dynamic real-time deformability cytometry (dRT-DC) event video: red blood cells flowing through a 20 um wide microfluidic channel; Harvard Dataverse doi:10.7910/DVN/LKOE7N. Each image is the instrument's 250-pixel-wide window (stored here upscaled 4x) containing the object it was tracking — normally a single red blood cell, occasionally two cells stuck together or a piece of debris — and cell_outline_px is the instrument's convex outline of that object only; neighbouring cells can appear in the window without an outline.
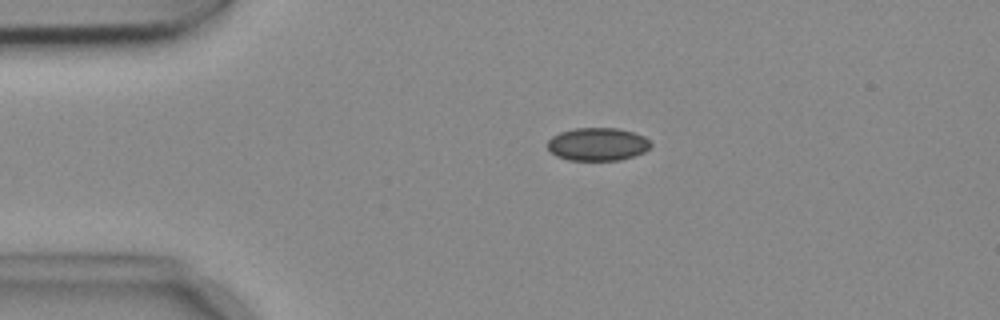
{"species": "common noctule bat (a hibernating species)", "species_latin": "Nyctalus noctula", "temperature_condition": "cold", "stored_images_in_passage": 54, "camera_frame_rate_fps": 3000, "um_per_image_px": 0.085, "animal": {"sex": "female", "body_mass_g": 18.4}, "frame": {"image": 1, "passage_image": 11, "time_ms": 3.333, "image_size_px": [1000, 320], "cell_outline_px": [[652, 144], [644, 152], [620, 160], [568, 160], [556, 156], [548, 148], [548, 140], [552, 136], [560, 132], [576, 128], [616, 128], [632, 132], [644, 136]], "centroid_in_image_um": [50.78, 12.26], "position_along_channel_um": 34.2, "area_um2": 19.71}}
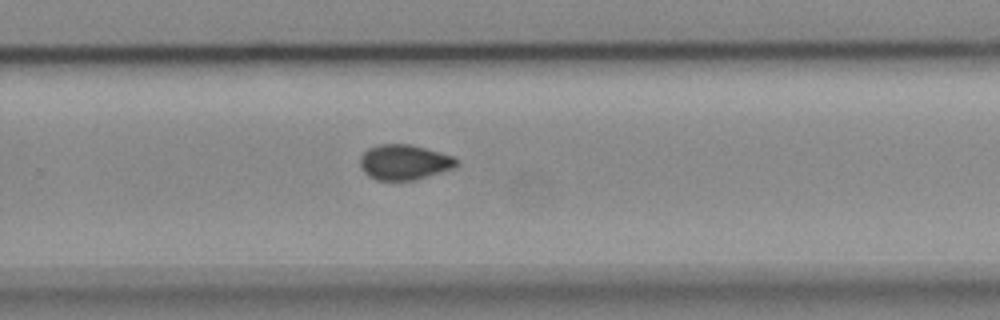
{"frame": {"image": 2, "passage_image": 35, "time_ms": 11.333, "image_size_px": [1000, 320], "cell_outline_px": [[460, 164], [456, 168], [412, 180], [376, 180], [368, 176], [360, 168], [360, 156], [368, 148], [380, 144], [412, 144], [452, 156]], "centroid_in_image_um": [34.35, 13.78], "position_along_channel_um": 295.5, "area_um2": 19.83}}
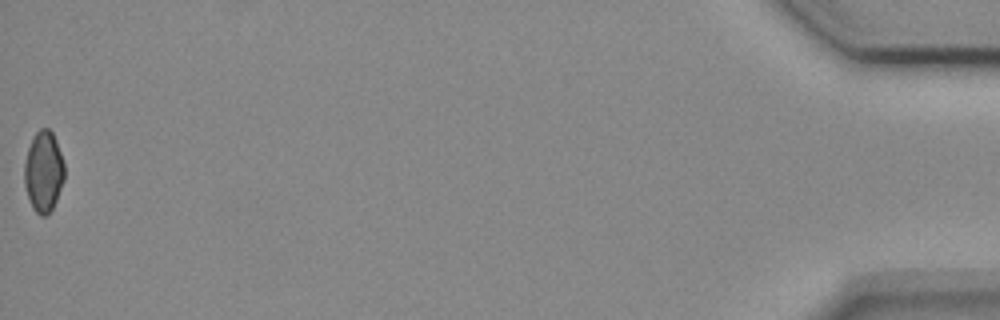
{"frame": {"image": 3, "passage_image": 54, "time_ms": 17.667, "image_size_px": [1000, 320], "cell_outline_px": [[64, 180], [56, 200], [48, 216], [40, 216], [32, 208], [24, 184], [24, 164], [28, 148], [32, 136], [40, 128], [48, 128], [52, 132], [56, 140], [64, 164]], "centroid_in_image_um": [3.69, 14.58], "position_along_channel_um": 431.5, "area_um2": 18.96}, "authors_computed_cell_mechanics": {"area_um2": 19.8832, "velocity_mm_per_s": 3.7271, "shape_relaxation_time_tau1_ms": null, "shape_relaxation_time_tau2_ms": 2.6427, "deformation_change_tau1": null, "deformation_change_tau2": 0.065}}